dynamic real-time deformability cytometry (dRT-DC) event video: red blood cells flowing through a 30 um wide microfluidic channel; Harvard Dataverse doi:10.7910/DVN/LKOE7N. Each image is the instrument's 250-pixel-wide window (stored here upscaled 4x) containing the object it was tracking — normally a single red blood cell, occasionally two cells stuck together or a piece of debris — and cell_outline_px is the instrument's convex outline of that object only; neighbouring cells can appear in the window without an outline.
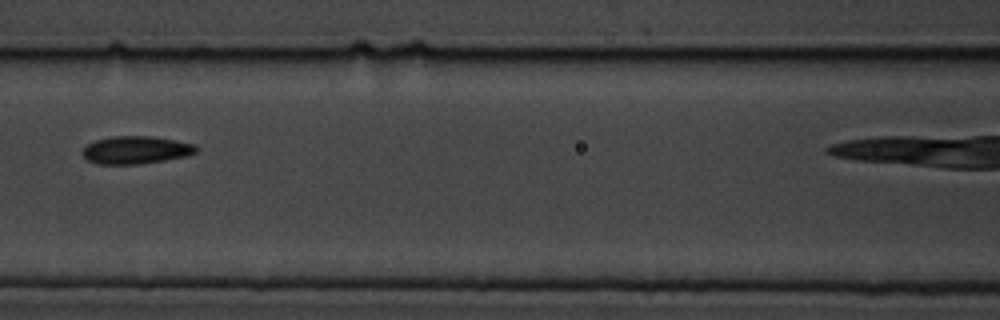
{"species": "common noctule bat (a hibernating species)", "species_latin": "Nyctalus noctula", "temperature_condition": "cold", "stored_images_in_passage": 7, "camera_frame_rate_fps": 3000, "um_per_image_px": 0.085, "animal": {"sex": "male", "body_mass_g": 19.5, "forearm_length_mm": 54.6}, "frame": {"image": 1, "passage_image": 3, "time_ms": 2.333, "image_size_px": [1000, 320], "cell_outline_px": [[200, 148], [196, 152], [188, 156], [140, 164], [96, 164], [88, 160], [80, 152], [88, 144], [96, 140], [112, 136], [152, 136], [176, 140], [196, 144]], "centroid_in_image_um": [11.59, 12.74], "position_along_channel_um": 155.0, "area_um2": 18.55}}
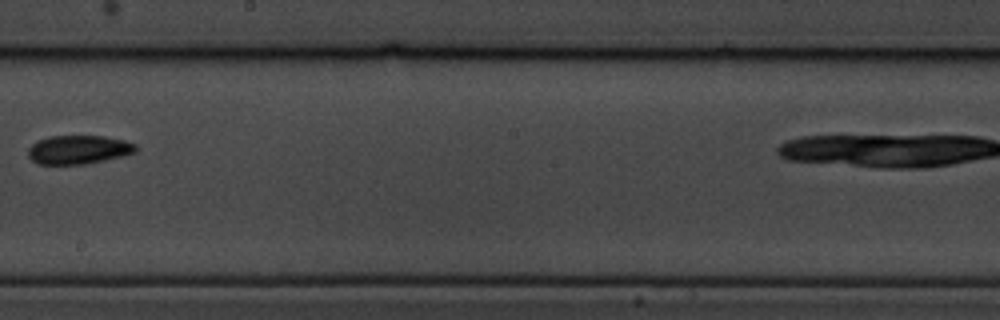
{"frame": {"image": 2, "passage_image": 5, "time_ms": 4.667, "image_size_px": [1000, 320], "cell_outline_px": [[136, 152], [120, 156], [84, 164], [36, 164], [28, 156], [28, 148], [36, 140], [48, 136], [104, 136], [124, 140], [136, 144]], "centroid_in_image_um": [6.62, 12.71], "position_along_channel_um": 241.6, "area_um2": 17.98}}
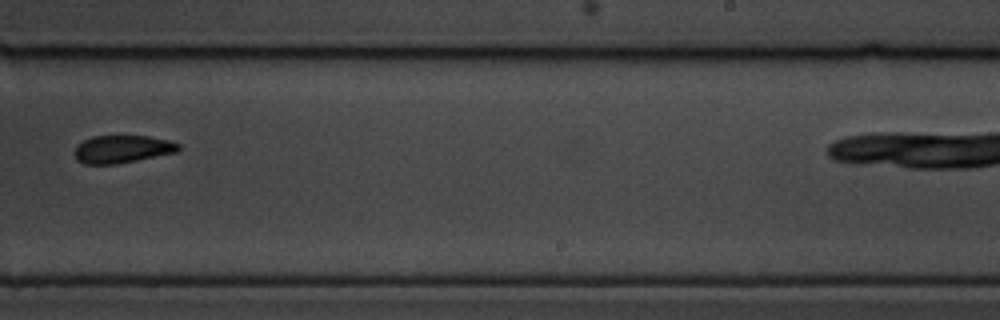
{"frame": {"image": 3, "passage_image": 6, "time_ms": 5.667, "image_size_px": [1000, 320], "cell_outline_px": [[180, 148], [176, 152], [116, 164], [84, 164], [76, 160], [72, 152], [76, 144], [92, 136], [148, 136], [168, 140], [180, 144]], "centroid_in_image_um": [10.32, 12.67], "position_along_channel_um": 278.7, "area_um2": 16.88}}